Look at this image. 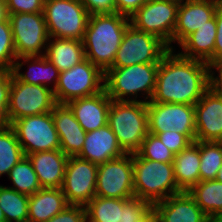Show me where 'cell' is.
<instances>
[{"label": "cell", "instance_id": "obj_1", "mask_svg": "<svg viewBox=\"0 0 222 222\" xmlns=\"http://www.w3.org/2000/svg\"><path fill=\"white\" fill-rule=\"evenodd\" d=\"M209 71L207 62L173 54L169 49L159 63L149 102L195 105L209 89Z\"/></svg>", "mask_w": 222, "mask_h": 222}, {"label": "cell", "instance_id": "obj_2", "mask_svg": "<svg viewBox=\"0 0 222 222\" xmlns=\"http://www.w3.org/2000/svg\"><path fill=\"white\" fill-rule=\"evenodd\" d=\"M130 18L123 14H91L83 47L85 58L104 74L112 67Z\"/></svg>", "mask_w": 222, "mask_h": 222}, {"label": "cell", "instance_id": "obj_3", "mask_svg": "<svg viewBox=\"0 0 222 222\" xmlns=\"http://www.w3.org/2000/svg\"><path fill=\"white\" fill-rule=\"evenodd\" d=\"M133 184L136 198L152 205L182 192L176 183L173 162H158L132 154Z\"/></svg>", "mask_w": 222, "mask_h": 222}, {"label": "cell", "instance_id": "obj_4", "mask_svg": "<svg viewBox=\"0 0 222 222\" xmlns=\"http://www.w3.org/2000/svg\"><path fill=\"white\" fill-rule=\"evenodd\" d=\"M107 121L122 150L134 154L148 134L147 103L112 100Z\"/></svg>", "mask_w": 222, "mask_h": 222}, {"label": "cell", "instance_id": "obj_5", "mask_svg": "<svg viewBox=\"0 0 222 222\" xmlns=\"http://www.w3.org/2000/svg\"><path fill=\"white\" fill-rule=\"evenodd\" d=\"M158 67L159 63H146L122 68H110L105 73L104 89L114 101H141L148 103L152 99L156 88ZM140 91L146 93L145 101L136 100ZM126 96H134V99L130 97L125 99Z\"/></svg>", "mask_w": 222, "mask_h": 222}, {"label": "cell", "instance_id": "obj_6", "mask_svg": "<svg viewBox=\"0 0 222 222\" xmlns=\"http://www.w3.org/2000/svg\"><path fill=\"white\" fill-rule=\"evenodd\" d=\"M43 15L51 38L83 41L90 14L81 0H44Z\"/></svg>", "mask_w": 222, "mask_h": 222}, {"label": "cell", "instance_id": "obj_7", "mask_svg": "<svg viewBox=\"0 0 222 222\" xmlns=\"http://www.w3.org/2000/svg\"><path fill=\"white\" fill-rule=\"evenodd\" d=\"M105 74L87 58L69 70L60 72L54 98L57 104L89 97L104 90ZM103 82V84L101 83Z\"/></svg>", "mask_w": 222, "mask_h": 222}, {"label": "cell", "instance_id": "obj_8", "mask_svg": "<svg viewBox=\"0 0 222 222\" xmlns=\"http://www.w3.org/2000/svg\"><path fill=\"white\" fill-rule=\"evenodd\" d=\"M168 50V46L158 37L138 30L129 24L111 68L160 63L161 58Z\"/></svg>", "mask_w": 222, "mask_h": 222}, {"label": "cell", "instance_id": "obj_9", "mask_svg": "<svg viewBox=\"0 0 222 222\" xmlns=\"http://www.w3.org/2000/svg\"><path fill=\"white\" fill-rule=\"evenodd\" d=\"M180 1L148 0L130 18L136 29L152 34L173 49V33Z\"/></svg>", "mask_w": 222, "mask_h": 222}, {"label": "cell", "instance_id": "obj_10", "mask_svg": "<svg viewBox=\"0 0 222 222\" xmlns=\"http://www.w3.org/2000/svg\"><path fill=\"white\" fill-rule=\"evenodd\" d=\"M10 127L14 130L25 156L60 149V139L51 112L17 119Z\"/></svg>", "mask_w": 222, "mask_h": 222}, {"label": "cell", "instance_id": "obj_11", "mask_svg": "<svg viewBox=\"0 0 222 222\" xmlns=\"http://www.w3.org/2000/svg\"><path fill=\"white\" fill-rule=\"evenodd\" d=\"M56 104L51 87L21 82L12 73L8 103L10 124L17 119L51 112Z\"/></svg>", "mask_w": 222, "mask_h": 222}, {"label": "cell", "instance_id": "obj_12", "mask_svg": "<svg viewBox=\"0 0 222 222\" xmlns=\"http://www.w3.org/2000/svg\"><path fill=\"white\" fill-rule=\"evenodd\" d=\"M148 133L174 131L196 141L195 106L179 103H147Z\"/></svg>", "mask_w": 222, "mask_h": 222}, {"label": "cell", "instance_id": "obj_13", "mask_svg": "<svg viewBox=\"0 0 222 222\" xmlns=\"http://www.w3.org/2000/svg\"><path fill=\"white\" fill-rule=\"evenodd\" d=\"M13 42L18 57L44 56L50 38L43 13L9 14Z\"/></svg>", "mask_w": 222, "mask_h": 222}, {"label": "cell", "instance_id": "obj_14", "mask_svg": "<svg viewBox=\"0 0 222 222\" xmlns=\"http://www.w3.org/2000/svg\"><path fill=\"white\" fill-rule=\"evenodd\" d=\"M96 196L117 199L135 197L132 154L125 153L98 165Z\"/></svg>", "mask_w": 222, "mask_h": 222}, {"label": "cell", "instance_id": "obj_15", "mask_svg": "<svg viewBox=\"0 0 222 222\" xmlns=\"http://www.w3.org/2000/svg\"><path fill=\"white\" fill-rule=\"evenodd\" d=\"M98 165L69 156L61 187L69 205L86 206L96 196Z\"/></svg>", "mask_w": 222, "mask_h": 222}, {"label": "cell", "instance_id": "obj_16", "mask_svg": "<svg viewBox=\"0 0 222 222\" xmlns=\"http://www.w3.org/2000/svg\"><path fill=\"white\" fill-rule=\"evenodd\" d=\"M219 2L216 0H181L172 43L180 44L188 35L206 25L215 17Z\"/></svg>", "mask_w": 222, "mask_h": 222}, {"label": "cell", "instance_id": "obj_17", "mask_svg": "<svg viewBox=\"0 0 222 222\" xmlns=\"http://www.w3.org/2000/svg\"><path fill=\"white\" fill-rule=\"evenodd\" d=\"M195 106L196 141L222 139V99L208 89Z\"/></svg>", "mask_w": 222, "mask_h": 222}, {"label": "cell", "instance_id": "obj_18", "mask_svg": "<svg viewBox=\"0 0 222 222\" xmlns=\"http://www.w3.org/2000/svg\"><path fill=\"white\" fill-rule=\"evenodd\" d=\"M51 115L60 139V150L68 157L77 156L83 148L87 132L67 104H56Z\"/></svg>", "mask_w": 222, "mask_h": 222}, {"label": "cell", "instance_id": "obj_19", "mask_svg": "<svg viewBox=\"0 0 222 222\" xmlns=\"http://www.w3.org/2000/svg\"><path fill=\"white\" fill-rule=\"evenodd\" d=\"M112 99L104 89L89 97L76 98L67 103L77 122L88 133L107 125Z\"/></svg>", "mask_w": 222, "mask_h": 222}, {"label": "cell", "instance_id": "obj_20", "mask_svg": "<svg viewBox=\"0 0 222 222\" xmlns=\"http://www.w3.org/2000/svg\"><path fill=\"white\" fill-rule=\"evenodd\" d=\"M153 212L161 222H206L207 219V215L186 191L156 203Z\"/></svg>", "mask_w": 222, "mask_h": 222}, {"label": "cell", "instance_id": "obj_21", "mask_svg": "<svg viewBox=\"0 0 222 222\" xmlns=\"http://www.w3.org/2000/svg\"><path fill=\"white\" fill-rule=\"evenodd\" d=\"M124 154L116 135L107 124L86 134L83 148L77 156L99 165Z\"/></svg>", "mask_w": 222, "mask_h": 222}, {"label": "cell", "instance_id": "obj_22", "mask_svg": "<svg viewBox=\"0 0 222 222\" xmlns=\"http://www.w3.org/2000/svg\"><path fill=\"white\" fill-rule=\"evenodd\" d=\"M32 162L42 188H61L68 156L60 149L35 152L27 155Z\"/></svg>", "mask_w": 222, "mask_h": 222}, {"label": "cell", "instance_id": "obj_23", "mask_svg": "<svg viewBox=\"0 0 222 222\" xmlns=\"http://www.w3.org/2000/svg\"><path fill=\"white\" fill-rule=\"evenodd\" d=\"M216 16L206 22V25L188 35L180 44L184 52L180 55L207 62L214 66V48L217 34Z\"/></svg>", "mask_w": 222, "mask_h": 222}, {"label": "cell", "instance_id": "obj_24", "mask_svg": "<svg viewBox=\"0 0 222 222\" xmlns=\"http://www.w3.org/2000/svg\"><path fill=\"white\" fill-rule=\"evenodd\" d=\"M68 205L61 188H41L29 196L28 222L48 221Z\"/></svg>", "mask_w": 222, "mask_h": 222}, {"label": "cell", "instance_id": "obj_25", "mask_svg": "<svg viewBox=\"0 0 222 222\" xmlns=\"http://www.w3.org/2000/svg\"><path fill=\"white\" fill-rule=\"evenodd\" d=\"M19 59H24V61H15L12 68L13 75L19 81L27 84L42 85L46 87H49L48 85L53 82L54 87L51 86V89L53 91L55 90L58 83L60 71L54 66L52 62H50L45 56H22L16 58V60ZM30 60L32 61V63ZM27 62L30 63L28 64L30 66L27 72L28 74L19 73L21 67L24 65V63Z\"/></svg>", "mask_w": 222, "mask_h": 222}, {"label": "cell", "instance_id": "obj_26", "mask_svg": "<svg viewBox=\"0 0 222 222\" xmlns=\"http://www.w3.org/2000/svg\"><path fill=\"white\" fill-rule=\"evenodd\" d=\"M174 176L178 188L188 192L200 182V150L199 141L174 154Z\"/></svg>", "mask_w": 222, "mask_h": 222}, {"label": "cell", "instance_id": "obj_27", "mask_svg": "<svg viewBox=\"0 0 222 222\" xmlns=\"http://www.w3.org/2000/svg\"><path fill=\"white\" fill-rule=\"evenodd\" d=\"M50 37L45 57L60 71L69 70L85 59L83 41ZM51 41V42H50Z\"/></svg>", "mask_w": 222, "mask_h": 222}, {"label": "cell", "instance_id": "obj_28", "mask_svg": "<svg viewBox=\"0 0 222 222\" xmlns=\"http://www.w3.org/2000/svg\"><path fill=\"white\" fill-rule=\"evenodd\" d=\"M188 193L207 216L222 215V183L216 179L200 181Z\"/></svg>", "mask_w": 222, "mask_h": 222}, {"label": "cell", "instance_id": "obj_29", "mask_svg": "<svg viewBox=\"0 0 222 222\" xmlns=\"http://www.w3.org/2000/svg\"><path fill=\"white\" fill-rule=\"evenodd\" d=\"M29 196L0 185V208L6 222H28Z\"/></svg>", "mask_w": 222, "mask_h": 222}, {"label": "cell", "instance_id": "obj_30", "mask_svg": "<svg viewBox=\"0 0 222 222\" xmlns=\"http://www.w3.org/2000/svg\"><path fill=\"white\" fill-rule=\"evenodd\" d=\"M87 222H119L123 199L95 196L86 206Z\"/></svg>", "mask_w": 222, "mask_h": 222}, {"label": "cell", "instance_id": "obj_31", "mask_svg": "<svg viewBox=\"0 0 222 222\" xmlns=\"http://www.w3.org/2000/svg\"><path fill=\"white\" fill-rule=\"evenodd\" d=\"M25 156L14 130L0 128V176L9 175L10 170Z\"/></svg>", "mask_w": 222, "mask_h": 222}, {"label": "cell", "instance_id": "obj_32", "mask_svg": "<svg viewBox=\"0 0 222 222\" xmlns=\"http://www.w3.org/2000/svg\"><path fill=\"white\" fill-rule=\"evenodd\" d=\"M8 177L13 182V187L10 188L27 196H31L42 188L28 156H24L10 170Z\"/></svg>", "mask_w": 222, "mask_h": 222}, {"label": "cell", "instance_id": "obj_33", "mask_svg": "<svg viewBox=\"0 0 222 222\" xmlns=\"http://www.w3.org/2000/svg\"><path fill=\"white\" fill-rule=\"evenodd\" d=\"M200 181L214 180L222 166V143L199 141Z\"/></svg>", "mask_w": 222, "mask_h": 222}, {"label": "cell", "instance_id": "obj_34", "mask_svg": "<svg viewBox=\"0 0 222 222\" xmlns=\"http://www.w3.org/2000/svg\"><path fill=\"white\" fill-rule=\"evenodd\" d=\"M136 153L141 158L152 161L167 163L174 160V153L156 135L150 133L147 134Z\"/></svg>", "mask_w": 222, "mask_h": 222}, {"label": "cell", "instance_id": "obj_35", "mask_svg": "<svg viewBox=\"0 0 222 222\" xmlns=\"http://www.w3.org/2000/svg\"><path fill=\"white\" fill-rule=\"evenodd\" d=\"M17 55L10 21L0 22V69L12 70Z\"/></svg>", "mask_w": 222, "mask_h": 222}, {"label": "cell", "instance_id": "obj_36", "mask_svg": "<svg viewBox=\"0 0 222 222\" xmlns=\"http://www.w3.org/2000/svg\"><path fill=\"white\" fill-rule=\"evenodd\" d=\"M153 212V205L140 198L123 199V210L119 222H142Z\"/></svg>", "mask_w": 222, "mask_h": 222}, {"label": "cell", "instance_id": "obj_37", "mask_svg": "<svg viewBox=\"0 0 222 222\" xmlns=\"http://www.w3.org/2000/svg\"><path fill=\"white\" fill-rule=\"evenodd\" d=\"M12 70L0 69V128L10 126L8 115Z\"/></svg>", "mask_w": 222, "mask_h": 222}, {"label": "cell", "instance_id": "obj_38", "mask_svg": "<svg viewBox=\"0 0 222 222\" xmlns=\"http://www.w3.org/2000/svg\"><path fill=\"white\" fill-rule=\"evenodd\" d=\"M150 134L156 135L174 154L179 153L192 143V141L186 135L170 130L163 133Z\"/></svg>", "mask_w": 222, "mask_h": 222}, {"label": "cell", "instance_id": "obj_39", "mask_svg": "<svg viewBox=\"0 0 222 222\" xmlns=\"http://www.w3.org/2000/svg\"><path fill=\"white\" fill-rule=\"evenodd\" d=\"M8 14L43 13L44 0H5Z\"/></svg>", "mask_w": 222, "mask_h": 222}, {"label": "cell", "instance_id": "obj_40", "mask_svg": "<svg viewBox=\"0 0 222 222\" xmlns=\"http://www.w3.org/2000/svg\"><path fill=\"white\" fill-rule=\"evenodd\" d=\"M45 222H87L85 206L68 205L63 211Z\"/></svg>", "mask_w": 222, "mask_h": 222}, {"label": "cell", "instance_id": "obj_41", "mask_svg": "<svg viewBox=\"0 0 222 222\" xmlns=\"http://www.w3.org/2000/svg\"><path fill=\"white\" fill-rule=\"evenodd\" d=\"M81 2L90 15L115 13V0H81Z\"/></svg>", "mask_w": 222, "mask_h": 222}, {"label": "cell", "instance_id": "obj_42", "mask_svg": "<svg viewBox=\"0 0 222 222\" xmlns=\"http://www.w3.org/2000/svg\"><path fill=\"white\" fill-rule=\"evenodd\" d=\"M217 34L214 48V66L222 65V3L218 4L216 11Z\"/></svg>", "mask_w": 222, "mask_h": 222}, {"label": "cell", "instance_id": "obj_43", "mask_svg": "<svg viewBox=\"0 0 222 222\" xmlns=\"http://www.w3.org/2000/svg\"><path fill=\"white\" fill-rule=\"evenodd\" d=\"M148 0H115V12L130 17Z\"/></svg>", "mask_w": 222, "mask_h": 222}, {"label": "cell", "instance_id": "obj_44", "mask_svg": "<svg viewBox=\"0 0 222 222\" xmlns=\"http://www.w3.org/2000/svg\"><path fill=\"white\" fill-rule=\"evenodd\" d=\"M214 68L218 72V76L215 77ZM209 89L214 92L219 98L222 99V65H215L210 67L209 71Z\"/></svg>", "mask_w": 222, "mask_h": 222}, {"label": "cell", "instance_id": "obj_45", "mask_svg": "<svg viewBox=\"0 0 222 222\" xmlns=\"http://www.w3.org/2000/svg\"><path fill=\"white\" fill-rule=\"evenodd\" d=\"M9 14L5 0H0V22L8 20Z\"/></svg>", "mask_w": 222, "mask_h": 222}, {"label": "cell", "instance_id": "obj_46", "mask_svg": "<svg viewBox=\"0 0 222 222\" xmlns=\"http://www.w3.org/2000/svg\"><path fill=\"white\" fill-rule=\"evenodd\" d=\"M206 222H222L221 216H207Z\"/></svg>", "mask_w": 222, "mask_h": 222}, {"label": "cell", "instance_id": "obj_47", "mask_svg": "<svg viewBox=\"0 0 222 222\" xmlns=\"http://www.w3.org/2000/svg\"><path fill=\"white\" fill-rule=\"evenodd\" d=\"M216 180L219 181L220 183H222V166L217 173Z\"/></svg>", "mask_w": 222, "mask_h": 222}, {"label": "cell", "instance_id": "obj_48", "mask_svg": "<svg viewBox=\"0 0 222 222\" xmlns=\"http://www.w3.org/2000/svg\"><path fill=\"white\" fill-rule=\"evenodd\" d=\"M0 222H6L5 215L2 209L0 208Z\"/></svg>", "mask_w": 222, "mask_h": 222}, {"label": "cell", "instance_id": "obj_49", "mask_svg": "<svg viewBox=\"0 0 222 222\" xmlns=\"http://www.w3.org/2000/svg\"><path fill=\"white\" fill-rule=\"evenodd\" d=\"M142 222H153V212Z\"/></svg>", "mask_w": 222, "mask_h": 222}, {"label": "cell", "instance_id": "obj_50", "mask_svg": "<svg viewBox=\"0 0 222 222\" xmlns=\"http://www.w3.org/2000/svg\"><path fill=\"white\" fill-rule=\"evenodd\" d=\"M153 222H161V221L155 216L154 212H153Z\"/></svg>", "mask_w": 222, "mask_h": 222}]
</instances>
